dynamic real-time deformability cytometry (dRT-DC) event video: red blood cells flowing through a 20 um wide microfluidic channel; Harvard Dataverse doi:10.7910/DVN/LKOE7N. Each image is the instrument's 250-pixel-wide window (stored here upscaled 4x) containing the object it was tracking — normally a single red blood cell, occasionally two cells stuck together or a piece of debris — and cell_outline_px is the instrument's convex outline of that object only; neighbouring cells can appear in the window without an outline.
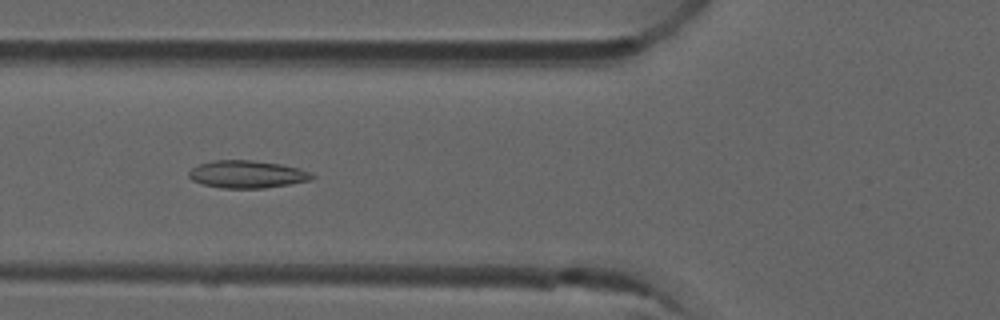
{"species": "common noctule bat (a hibernating species)", "species_latin": "Nyctalus noctula", "temperature_condition": "room temperature", "stored_images_in_passage": 9, "camera_frame_rate_fps": 3000, "um_per_image_px": 0.085, "animal": {"sex": "male", "forearm_length_mm": 52.5}, "frame": {"image": 1, "passage_image": 6, "time_ms": 1.667, "image_size_px": [1000, 320], "cell_outline_px": [[316, 176], [312, 180], [264, 188], [224, 188], [204, 184], [192, 180], [188, 176], [188, 172], [196, 164], [212, 160], [252, 160], [280, 164], [300, 168], [312, 172]], "centroid_in_image_um": [21.02, 14.8], "position_along_channel_um": 104.8, "area_um2": 19.88}}
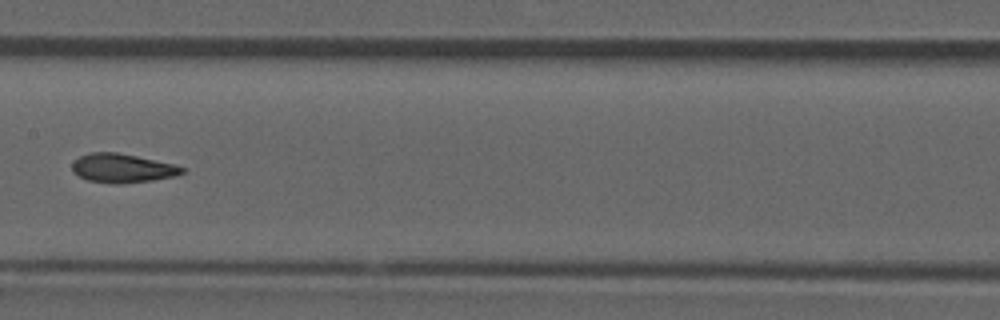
{"frame": {"image": 2, "passage_image": 8, "time_ms": 2.333, "image_size_px": [1000, 320], "cell_outline_px": [[184, 172], [176, 176], [152, 180], [120, 184], [112, 184], [88, 180], [72, 172], [72, 164], [80, 156], [88, 152], [116, 152], [136, 156], [172, 164], [184, 168]], "centroid_in_image_um": [10.37, 14.3], "position_along_channel_um": 197.0, "area_um2": 18.38}}
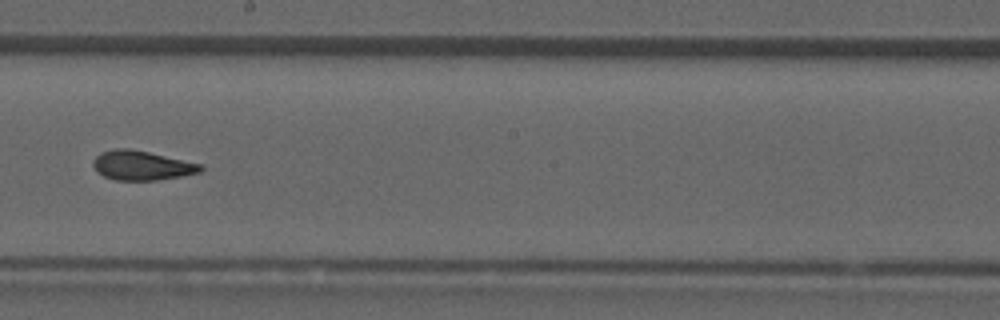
{"frame": {"image": 3, "passage_image": 9, "time_ms": 2.667, "image_size_px": [1000, 320], "cell_outline_px": [[204, 168], [200, 172], [180, 176], [156, 180], [116, 180], [104, 176], [96, 172], [92, 164], [92, 160], [100, 152], [112, 148], [128, 148], [148, 152], [204, 164]], "centroid_in_image_um": [12.03, 14.05], "position_along_channel_um": 236.2, "area_um2": 18.55}}